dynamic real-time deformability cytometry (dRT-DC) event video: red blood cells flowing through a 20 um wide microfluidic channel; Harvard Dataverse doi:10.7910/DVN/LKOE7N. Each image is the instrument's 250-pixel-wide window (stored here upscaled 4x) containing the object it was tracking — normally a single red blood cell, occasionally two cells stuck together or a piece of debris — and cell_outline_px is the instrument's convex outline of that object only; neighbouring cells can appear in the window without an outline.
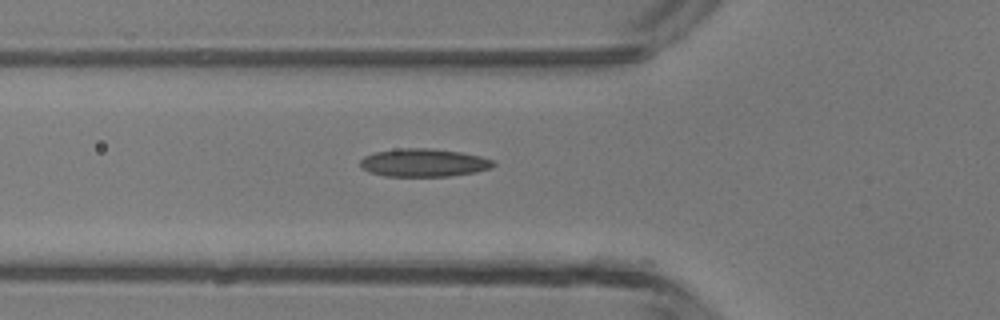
{"species": "common noctule bat (a hibernating species)", "species_latin": "Nyctalus noctula", "temperature_condition": "room temperature", "stored_images_in_passage": 28, "camera_frame_rate_fps": 3000, "um_per_image_px": 0.085, "animal": {"sex": "male", "body_mass_g": 13.3}, "frame": {"image": 1, "passage_image": 2, "time_ms": 0.333, "image_size_px": [1000, 320], "cell_outline_px": [[496, 164], [492, 168], [476, 172], [448, 176], [384, 176], [368, 172], [360, 164], [360, 160], [364, 156], [376, 152], [400, 148], [428, 148], [460, 152], [480, 156], [492, 160]], "centroid_in_image_um": [36.02, 13.83], "position_along_channel_um": 89.8, "area_um2": 21.68}}
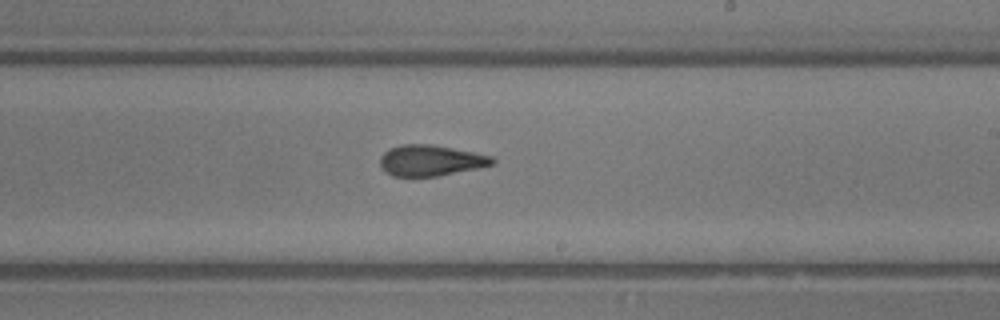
{"frame": {"image": 2, "passage_image": 13, "time_ms": 4.0, "image_size_px": [1000, 320], "cell_outline_px": [[496, 164], [480, 168], [436, 176], [392, 176], [380, 168], [380, 156], [388, 148], [400, 144], [432, 144], [492, 156], [496, 160]], "centroid_in_image_um": [36.6, 13.64], "position_along_channel_um": 252.4, "area_um2": 20.4}}
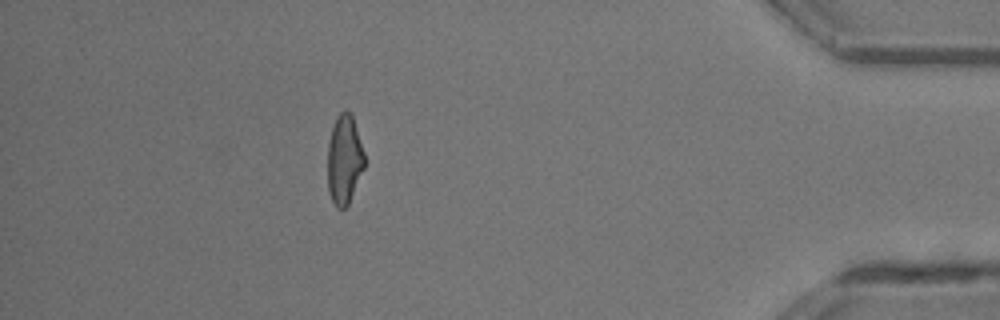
{"frame": {"image": 3, "passage_image": 27, "time_ms": 8.667, "image_size_px": [1000, 320], "cell_outline_px": [[364, 168], [348, 204], [344, 208], [336, 208], [328, 192], [328, 144], [332, 128], [336, 116], [340, 112], [348, 112], [352, 116], [364, 152]], "centroid_in_image_um": [29.25, 13.59], "position_along_channel_um": 405.9, "area_um2": 18.9}}